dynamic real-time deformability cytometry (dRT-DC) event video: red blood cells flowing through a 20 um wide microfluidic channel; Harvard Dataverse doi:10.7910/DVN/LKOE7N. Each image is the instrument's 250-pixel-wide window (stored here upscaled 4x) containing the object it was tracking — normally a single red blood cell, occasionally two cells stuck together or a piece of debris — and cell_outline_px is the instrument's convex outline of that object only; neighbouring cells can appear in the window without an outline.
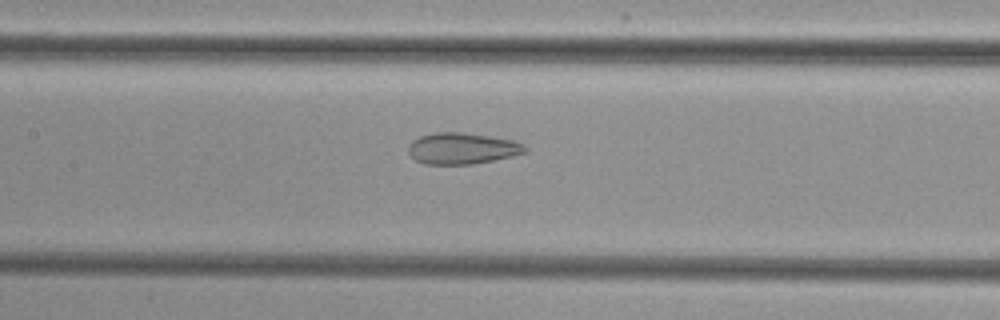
{"species": "common noctule bat (a hibernating species)", "species_latin": "Nyctalus noctula", "temperature_condition": "cold", "stored_images_in_passage": 43, "camera_frame_rate_fps": 3000, "um_per_image_px": 0.085, "animal": {"sex": "female", "body_mass_g": 29.2, "forearm_length_mm": 56.3}, "frame": {"image": 1, "passage_image": 15, "time_ms": 4.667, "image_size_px": [1000, 320], "cell_outline_px": [[528, 152], [512, 156], [472, 164], [424, 164], [416, 160], [408, 152], [408, 148], [412, 140], [420, 136], [436, 132], [460, 132], [488, 136], [512, 140], [524, 144], [528, 148]], "centroid_in_image_um": [39.29, 12.61], "position_along_channel_um": 168.1, "area_um2": 21.21}}
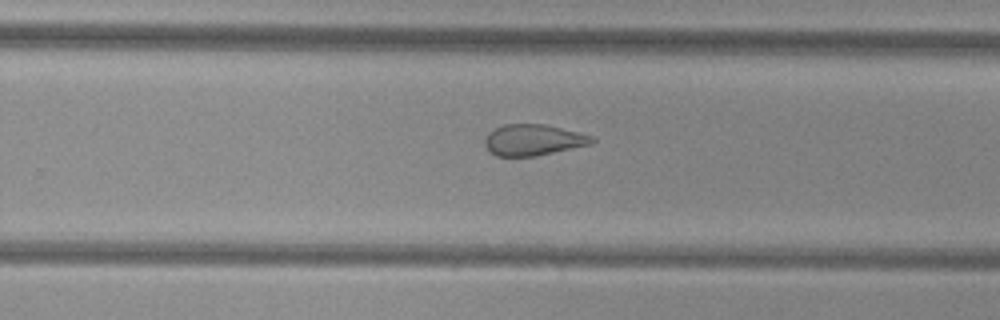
{"frame": {"image": 2, "passage_image": 24, "time_ms": 7.667, "image_size_px": [1000, 320], "cell_outline_px": [[596, 140], [592, 144], [536, 156], [496, 156], [488, 152], [484, 144], [484, 140], [488, 132], [504, 124], [544, 124], [580, 132], [592, 136]], "centroid_in_image_um": [45.31, 11.9], "position_along_channel_um": 284.5, "area_um2": 19.59}}
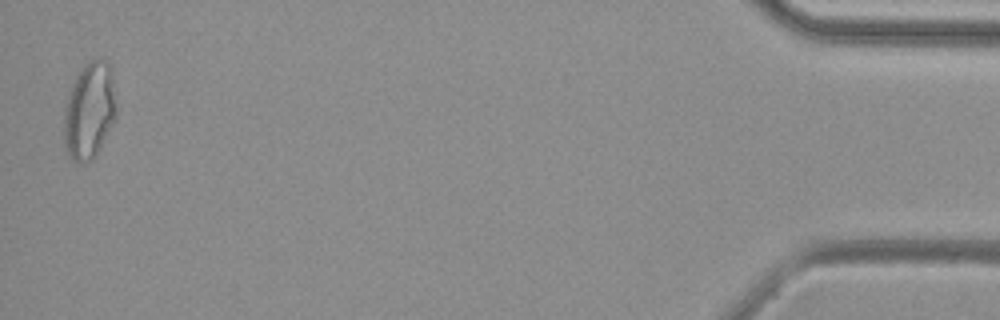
{"frame": {"image": 3, "passage_image": 42, "time_ms": 13.667, "image_size_px": [1000, 320], "cell_outline_px": [[116, 116], [100, 148], [92, 160], [80, 164], [72, 160], [68, 156], [64, 144], [64, 108], [68, 92], [80, 68], [88, 60], [100, 56], [112, 68], [116, 104]], "centroid_in_image_um": [7.59, 9.38], "position_along_channel_um": 427.6, "area_um2": 30.06}}